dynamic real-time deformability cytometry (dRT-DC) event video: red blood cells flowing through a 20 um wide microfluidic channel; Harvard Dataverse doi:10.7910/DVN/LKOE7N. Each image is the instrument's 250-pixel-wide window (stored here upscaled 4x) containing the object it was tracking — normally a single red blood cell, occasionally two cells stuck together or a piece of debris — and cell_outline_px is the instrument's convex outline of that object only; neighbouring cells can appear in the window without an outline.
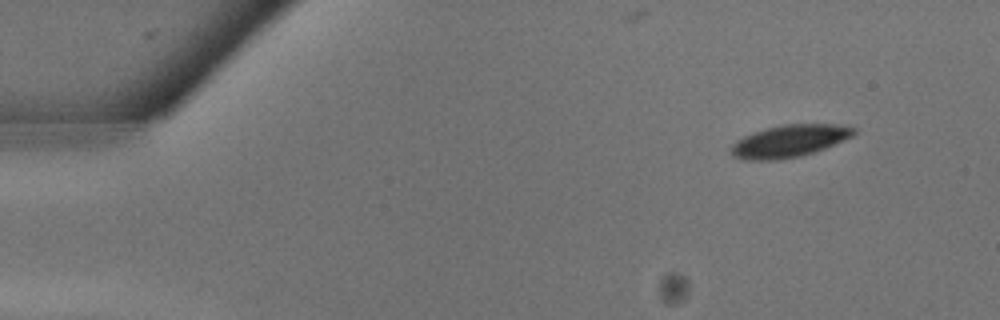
{"species": "common noctule bat (a hibernating species)", "species_latin": "Nyctalus noctula", "temperature_condition": "warm", "stored_images_in_passage": 14, "camera_frame_rate_fps": 3000, "um_per_image_px": 0.085, "animal": {"sex": "male", "body_mass_g": 13.3}, "frame": {"image": 1, "passage_image": 3, "time_ms": 0.667, "image_size_px": [1000, 320], "cell_outline_px": [[856, 132], [852, 136], [824, 148], [800, 156], [772, 160], [744, 160], [732, 156], [728, 152], [732, 144], [736, 140], [752, 132], [764, 128], [784, 124], [844, 124], [856, 128]], "centroid_in_image_um": [67.05, 11.97], "position_along_channel_um": 18.0, "area_um2": 23.18}}
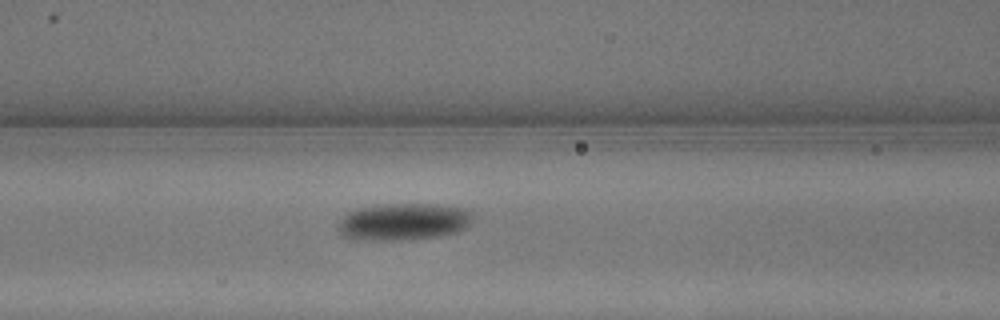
{"frame": {"image": 2, "passage_image": 12, "time_ms": 3.667, "image_size_px": [1000, 320], "cell_outline_px": [[472, 220], [464, 228], [456, 232], [436, 236], [408, 240], [356, 240], [344, 236], [340, 232], [336, 224], [348, 212], [360, 208], [384, 204], [428, 204], [464, 208], [472, 212]], "centroid_in_image_um": [34.26, 18.85], "position_along_channel_um": 132.3, "area_um2": 28.96}}
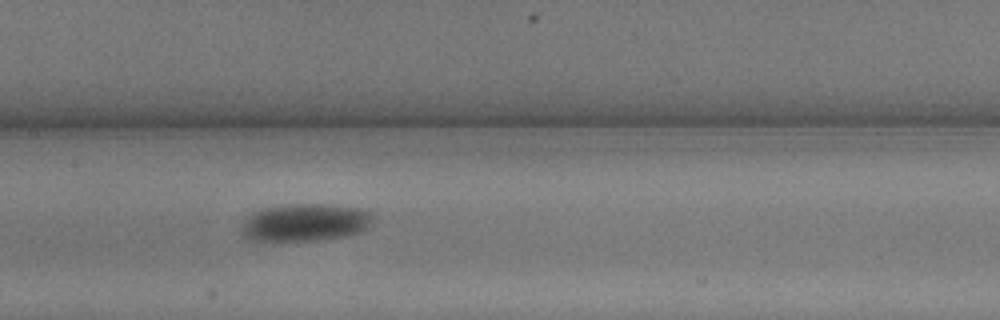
{"frame": {"image": 3, "passage_image": 14, "time_ms": 4.333, "image_size_px": [1000, 320], "cell_outline_px": [[376, 216], [360, 232], [348, 236], [320, 240], [248, 240], [244, 236], [244, 220], [252, 212], [264, 208], [288, 204], [320, 204], [360, 208], [372, 212]], "centroid_in_image_um": [25.97, 18.9], "position_along_channel_um": 181.4, "area_um2": 28.55}}